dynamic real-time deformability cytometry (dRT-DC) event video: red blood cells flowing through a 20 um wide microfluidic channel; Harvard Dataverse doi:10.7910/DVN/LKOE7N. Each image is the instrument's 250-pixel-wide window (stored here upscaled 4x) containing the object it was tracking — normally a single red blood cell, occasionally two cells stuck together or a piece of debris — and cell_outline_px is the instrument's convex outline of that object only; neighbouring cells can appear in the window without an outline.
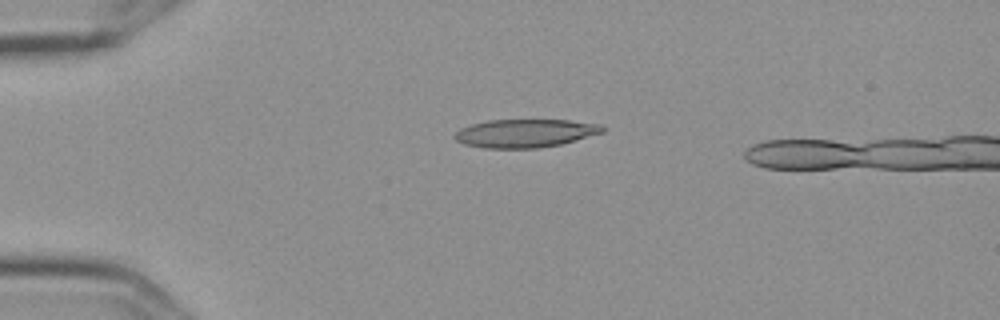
{"species": "Egyptian fruit bat (a non-hibernating species)", "species_latin": "Rousettus aegyptiacus", "temperature_condition": "cold", "stored_images_in_passage": 5, "camera_frame_rate_fps": 3000, "um_per_image_px": 0.085, "frame": {"image": 1, "passage_image": 4, "time_ms": 1.0, "image_size_px": [1000, 320], "cell_outline_px": [[604, 132], [576, 140], [560, 144], [536, 148], [484, 148], [464, 144], [456, 140], [452, 136], [460, 128], [472, 124], [488, 120], [568, 120], [600, 124], [604, 128]], "centroid_in_image_um": [44.61, 11.32], "position_along_channel_um": 40.4, "area_um2": 24.28}}